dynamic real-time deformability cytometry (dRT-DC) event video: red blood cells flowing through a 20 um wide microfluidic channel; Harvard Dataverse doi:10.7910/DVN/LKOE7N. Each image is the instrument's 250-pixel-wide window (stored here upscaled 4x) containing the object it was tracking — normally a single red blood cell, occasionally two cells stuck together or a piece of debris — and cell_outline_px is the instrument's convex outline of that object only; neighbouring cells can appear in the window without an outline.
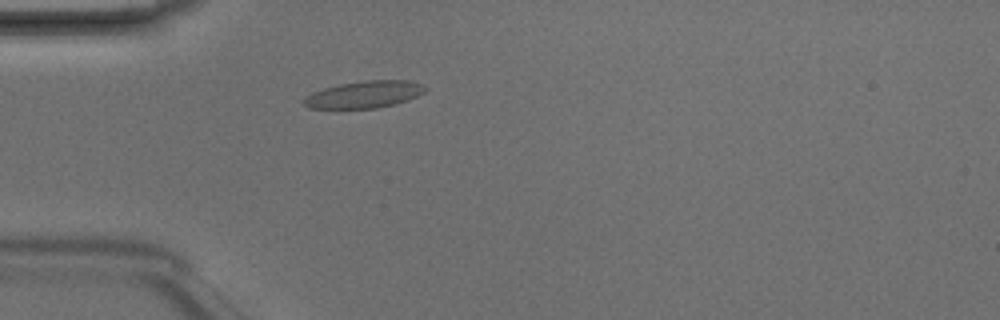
{"species": "Egyptian fruit bat (a non-hibernating species)", "species_latin": "Rousettus aegyptiacus", "temperature_condition": "room temperature", "stored_images_in_passage": 3, "camera_frame_rate_fps": 3000, "um_per_image_px": 0.085, "animal": {"sex": "male"}, "frame": {"image": 1, "passage_image": 3, "time_ms": 0.667, "image_size_px": [1000, 320], "cell_outline_px": [[428, 88], [424, 92], [408, 100], [376, 108], [308, 108], [300, 100], [304, 96], [312, 92], [324, 88], [340, 84], [364, 80], [408, 80], [424, 84]], "centroid_in_image_um": [30.94, 8.02], "position_along_channel_um": 54.1, "area_um2": 19.19}}